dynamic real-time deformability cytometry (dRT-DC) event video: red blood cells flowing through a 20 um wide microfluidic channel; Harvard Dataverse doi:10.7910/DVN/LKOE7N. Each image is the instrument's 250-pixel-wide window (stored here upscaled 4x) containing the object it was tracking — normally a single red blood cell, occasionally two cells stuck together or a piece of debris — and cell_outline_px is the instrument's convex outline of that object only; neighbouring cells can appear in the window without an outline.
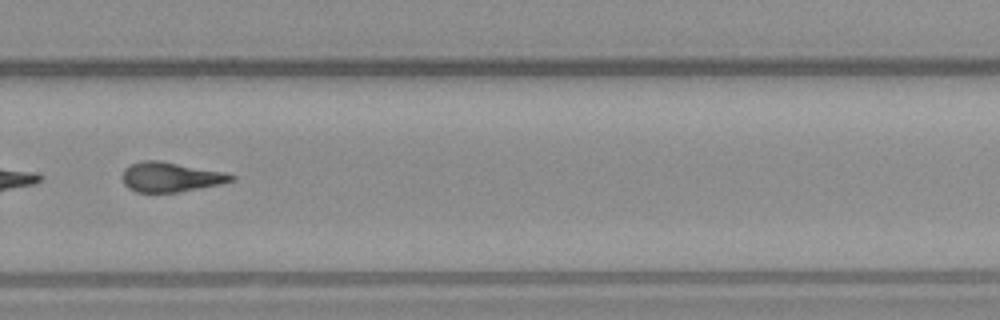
{"species": "common noctule bat (a hibernating species)", "species_latin": "Nyctalus noctula", "temperature_condition": "warm", "stored_images_in_passage": 24, "camera_frame_rate_fps": 3000, "um_per_image_px": 0.085, "animal": {"sex": "male", "body_mass_g": 23.1, "forearm_length_mm": 52.7}, "frame": {"image": 1, "passage_image": 21, "time_ms": 6.667, "image_size_px": [1000, 320], "cell_outline_px": [[236, 176], [232, 180], [220, 184], [176, 192], [136, 192], [128, 188], [124, 184], [124, 168], [140, 160], [160, 160], [224, 172]], "centroid_in_image_um": [14.48, 15.03], "position_along_channel_um": 315.3, "area_um2": 18.61}}